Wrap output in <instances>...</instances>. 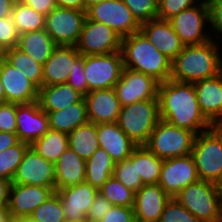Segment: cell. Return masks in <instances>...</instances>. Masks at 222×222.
<instances>
[{
	"mask_svg": "<svg viewBox=\"0 0 222 222\" xmlns=\"http://www.w3.org/2000/svg\"><path fill=\"white\" fill-rule=\"evenodd\" d=\"M157 98L160 119L176 127L188 129L196 135L213 127L200 111L193 83L172 79L161 82Z\"/></svg>",
	"mask_w": 222,
	"mask_h": 222,
	"instance_id": "6da1fadb",
	"label": "cell"
},
{
	"mask_svg": "<svg viewBox=\"0 0 222 222\" xmlns=\"http://www.w3.org/2000/svg\"><path fill=\"white\" fill-rule=\"evenodd\" d=\"M222 43L210 40L200 45H184L181 53L172 61L170 79L195 83L222 72ZM221 50V51H220Z\"/></svg>",
	"mask_w": 222,
	"mask_h": 222,
	"instance_id": "7a4b0ae2",
	"label": "cell"
},
{
	"mask_svg": "<svg viewBox=\"0 0 222 222\" xmlns=\"http://www.w3.org/2000/svg\"><path fill=\"white\" fill-rule=\"evenodd\" d=\"M124 68L153 77L159 83L170 79L172 60L157 50L141 31L122 38Z\"/></svg>",
	"mask_w": 222,
	"mask_h": 222,
	"instance_id": "3957f363",
	"label": "cell"
},
{
	"mask_svg": "<svg viewBox=\"0 0 222 222\" xmlns=\"http://www.w3.org/2000/svg\"><path fill=\"white\" fill-rule=\"evenodd\" d=\"M174 198L200 222H222V188L199 180L184 187Z\"/></svg>",
	"mask_w": 222,
	"mask_h": 222,
	"instance_id": "277c9868",
	"label": "cell"
},
{
	"mask_svg": "<svg viewBox=\"0 0 222 222\" xmlns=\"http://www.w3.org/2000/svg\"><path fill=\"white\" fill-rule=\"evenodd\" d=\"M191 155L200 180L222 185V128L213 126L210 130L195 136Z\"/></svg>",
	"mask_w": 222,
	"mask_h": 222,
	"instance_id": "5b68a950",
	"label": "cell"
},
{
	"mask_svg": "<svg viewBox=\"0 0 222 222\" xmlns=\"http://www.w3.org/2000/svg\"><path fill=\"white\" fill-rule=\"evenodd\" d=\"M159 120L158 100H143L122 106L117 123L137 146H144Z\"/></svg>",
	"mask_w": 222,
	"mask_h": 222,
	"instance_id": "8992f818",
	"label": "cell"
},
{
	"mask_svg": "<svg viewBox=\"0 0 222 222\" xmlns=\"http://www.w3.org/2000/svg\"><path fill=\"white\" fill-rule=\"evenodd\" d=\"M196 134L160 119L144 145L163 160L191 154Z\"/></svg>",
	"mask_w": 222,
	"mask_h": 222,
	"instance_id": "52a82bcc",
	"label": "cell"
},
{
	"mask_svg": "<svg viewBox=\"0 0 222 222\" xmlns=\"http://www.w3.org/2000/svg\"><path fill=\"white\" fill-rule=\"evenodd\" d=\"M184 45L204 44L211 38L210 12L207 0L183 10L168 20ZM208 23V24H207Z\"/></svg>",
	"mask_w": 222,
	"mask_h": 222,
	"instance_id": "ba28073f",
	"label": "cell"
},
{
	"mask_svg": "<svg viewBox=\"0 0 222 222\" xmlns=\"http://www.w3.org/2000/svg\"><path fill=\"white\" fill-rule=\"evenodd\" d=\"M84 69L89 91L114 88L124 69L122 53L84 56Z\"/></svg>",
	"mask_w": 222,
	"mask_h": 222,
	"instance_id": "9c48e42d",
	"label": "cell"
},
{
	"mask_svg": "<svg viewBox=\"0 0 222 222\" xmlns=\"http://www.w3.org/2000/svg\"><path fill=\"white\" fill-rule=\"evenodd\" d=\"M86 19V11L56 7L47 16L45 30L57 45L76 46Z\"/></svg>",
	"mask_w": 222,
	"mask_h": 222,
	"instance_id": "30bf717a",
	"label": "cell"
},
{
	"mask_svg": "<svg viewBox=\"0 0 222 222\" xmlns=\"http://www.w3.org/2000/svg\"><path fill=\"white\" fill-rule=\"evenodd\" d=\"M86 17L112 28L122 38L139 32L141 25L122 0H105L86 10Z\"/></svg>",
	"mask_w": 222,
	"mask_h": 222,
	"instance_id": "8fae6325",
	"label": "cell"
},
{
	"mask_svg": "<svg viewBox=\"0 0 222 222\" xmlns=\"http://www.w3.org/2000/svg\"><path fill=\"white\" fill-rule=\"evenodd\" d=\"M122 37L103 23L86 17L76 48L83 55H100L121 51Z\"/></svg>",
	"mask_w": 222,
	"mask_h": 222,
	"instance_id": "7c38bea8",
	"label": "cell"
},
{
	"mask_svg": "<svg viewBox=\"0 0 222 222\" xmlns=\"http://www.w3.org/2000/svg\"><path fill=\"white\" fill-rule=\"evenodd\" d=\"M191 154L163 160L158 185L170 196H176L184 187L199 181Z\"/></svg>",
	"mask_w": 222,
	"mask_h": 222,
	"instance_id": "4fadbf2b",
	"label": "cell"
},
{
	"mask_svg": "<svg viewBox=\"0 0 222 222\" xmlns=\"http://www.w3.org/2000/svg\"><path fill=\"white\" fill-rule=\"evenodd\" d=\"M158 86L159 82L153 77L124 68L114 90L121 106H125L143 100H158Z\"/></svg>",
	"mask_w": 222,
	"mask_h": 222,
	"instance_id": "5bb4252c",
	"label": "cell"
},
{
	"mask_svg": "<svg viewBox=\"0 0 222 222\" xmlns=\"http://www.w3.org/2000/svg\"><path fill=\"white\" fill-rule=\"evenodd\" d=\"M12 183L55 188V163L39 156L29 147L16 170Z\"/></svg>",
	"mask_w": 222,
	"mask_h": 222,
	"instance_id": "9a60e30c",
	"label": "cell"
},
{
	"mask_svg": "<svg viewBox=\"0 0 222 222\" xmlns=\"http://www.w3.org/2000/svg\"><path fill=\"white\" fill-rule=\"evenodd\" d=\"M54 187L11 184L8 211L12 218L31 216L33 211L55 193Z\"/></svg>",
	"mask_w": 222,
	"mask_h": 222,
	"instance_id": "2e32d148",
	"label": "cell"
},
{
	"mask_svg": "<svg viewBox=\"0 0 222 222\" xmlns=\"http://www.w3.org/2000/svg\"><path fill=\"white\" fill-rule=\"evenodd\" d=\"M60 197L64 219L66 222H76L87 219V213L98 193V189L89 183L64 187L56 191Z\"/></svg>",
	"mask_w": 222,
	"mask_h": 222,
	"instance_id": "e0dca14e",
	"label": "cell"
},
{
	"mask_svg": "<svg viewBox=\"0 0 222 222\" xmlns=\"http://www.w3.org/2000/svg\"><path fill=\"white\" fill-rule=\"evenodd\" d=\"M5 102L29 104L38 101L39 88L5 59L0 64Z\"/></svg>",
	"mask_w": 222,
	"mask_h": 222,
	"instance_id": "ac0fdd59",
	"label": "cell"
},
{
	"mask_svg": "<svg viewBox=\"0 0 222 222\" xmlns=\"http://www.w3.org/2000/svg\"><path fill=\"white\" fill-rule=\"evenodd\" d=\"M16 134L20 141L31 144L50 130L48 116L38 101L16 104Z\"/></svg>",
	"mask_w": 222,
	"mask_h": 222,
	"instance_id": "d6986e66",
	"label": "cell"
},
{
	"mask_svg": "<svg viewBox=\"0 0 222 222\" xmlns=\"http://www.w3.org/2000/svg\"><path fill=\"white\" fill-rule=\"evenodd\" d=\"M201 113L213 125L222 122V72L193 83Z\"/></svg>",
	"mask_w": 222,
	"mask_h": 222,
	"instance_id": "ffe728a7",
	"label": "cell"
},
{
	"mask_svg": "<svg viewBox=\"0 0 222 222\" xmlns=\"http://www.w3.org/2000/svg\"><path fill=\"white\" fill-rule=\"evenodd\" d=\"M170 196L158 185H143L136 193L133 210L137 222H159Z\"/></svg>",
	"mask_w": 222,
	"mask_h": 222,
	"instance_id": "44dd1931",
	"label": "cell"
},
{
	"mask_svg": "<svg viewBox=\"0 0 222 222\" xmlns=\"http://www.w3.org/2000/svg\"><path fill=\"white\" fill-rule=\"evenodd\" d=\"M140 31L159 52L174 60L182 51L184 44L168 20L154 19L141 24Z\"/></svg>",
	"mask_w": 222,
	"mask_h": 222,
	"instance_id": "7402d4cb",
	"label": "cell"
},
{
	"mask_svg": "<svg viewBox=\"0 0 222 222\" xmlns=\"http://www.w3.org/2000/svg\"><path fill=\"white\" fill-rule=\"evenodd\" d=\"M89 122L115 123L118 121L121 104L114 88L92 90L84 96Z\"/></svg>",
	"mask_w": 222,
	"mask_h": 222,
	"instance_id": "603a6c76",
	"label": "cell"
},
{
	"mask_svg": "<svg viewBox=\"0 0 222 222\" xmlns=\"http://www.w3.org/2000/svg\"><path fill=\"white\" fill-rule=\"evenodd\" d=\"M80 56L76 46L58 45L43 65V86L66 83Z\"/></svg>",
	"mask_w": 222,
	"mask_h": 222,
	"instance_id": "cb8c5ba5",
	"label": "cell"
},
{
	"mask_svg": "<svg viewBox=\"0 0 222 222\" xmlns=\"http://www.w3.org/2000/svg\"><path fill=\"white\" fill-rule=\"evenodd\" d=\"M97 135L100 148L105 149L115 163L129 158L137 147L117 122L97 124Z\"/></svg>",
	"mask_w": 222,
	"mask_h": 222,
	"instance_id": "d4e9b609",
	"label": "cell"
},
{
	"mask_svg": "<svg viewBox=\"0 0 222 222\" xmlns=\"http://www.w3.org/2000/svg\"><path fill=\"white\" fill-rule=\"evenodd\" d=\"M86 160L69 147L55 162V191L85 182Z\"/></svg>",
	"mask_w": 222,
	"mask_h": 222,
	"instance_id": "484cf974",
	"label": "cell"
},
{
	"mask_svg": "<svg viewBox=\"0 0 222 222\" xmlns=\"http://www.w3.org/2000/svg\"><path fill=\"white\" fill-rule=\"evenodd\" d=\"M83 98V94L67 83L42 86L38 93V103L46 113L64 109Z\"/></svg>",
	"mask_w": 222,
	"mask_h": 222,
	"instance_id": "4316f807",
	"label": "cell"
},
{
	"mask_svg": "<svg viewBox=\"0 0 222 222\" xmlns=\"http://www.w3.org/2000/svg\"><path fill=\"white\" fill-rule=\"evenodd\" d=\"M58 45L45 29L19 35L17 48L37 63L44 65Z\"/></svg>",
	"mask_w": 222,
	"mask_h": 222,
	"instance_id": "83f0119b",
	"label": "cell"
},
{
	"mask_svg": "<svg viewBox=\"0 0 222 222\" xmlns=\"http://www.w3.org/2000/svg\"><path fill=\"white\" fill-rule=\"evenodd\" d=\"M46 114L50 129L65 133H70L77 127L89 122L84 98L80 102L69 105L64 109L50 111Z\"/></svg>",
	"mask_w": 222,
	"mask_h": 222,
	"instance_id": "f1b7e54d",
	"label": "cell"
},
{
	"mask_svg": "<svg viewBox=\"0 0 222 222\" xmlns=\"http://www.w3.org/2000/svg\"><path fill=\"white\" fill-rule=\"evenodd\" d=\"M115 162L110 154L102 148H98L92 156L86 160L85 182L98 190L112 176Z\"/></svg>",
	"mask_w": 222,
	"mask_h": 222,
	"instance_id": "f546056e",
	"label": "cell"
},
{
	"mask_svg": "<svg viewBox=\"0 0 222 222\" xmlns=\"http://www.w3.org/2000/svg\"><path fill=\"white\" fill-rule=\"evenodd\" d=\"M69 148L81 158L88 160L100 147L97 135V124L87 122L68 133Z\"/></svg>",
	"mask_w": 222,
	"mask_h": 222,
	"instance_id": "4dcf8cb0",
	"label": "cell"
},
{
	"mask_svg": "<svg viewBox=\"0 0 222 222\" xmlns=\"http://www.w3.org/2000/svg\"><path fill=\"white\" fill-rule=\"evenodd\" d=\"M30 147L39 156L55 163L60 155L69 147L68 133L50 129L42 137L33 141Z\"/></svg>",
	"mask_w": 222,
	"mask_h": 222,
	"instance_id": "1f68e13d",
	"label": "cell"
},
{
	"mask_svg": "<svg viewBox=\"0 0 222 222\" xmlns=\"http://www.w3.org/2000/svg\"><path fill=\"white\" fill-rule=\"evenodd\" d=\"M5 60L38 88L43 86V65L34 61L17 47L6 49Z\"/></svg>",
	"mask_w": 222,
	"mask_h": 222,
	"instance_id": "d6a6232c",
	"label": "cell"
},
{
	"mask_svg": "<svg viewBox=\"0 0 222 222\" xmlns=\"http://www.w3.org/2000/svg\"><path fill=\"white\" fill-rule=\"evenodd\" d=\"M19 35L45 29L46 16L16 0L11 14Z\"/></svg>",
	"mask_w": 222,
	"mask_h": 222,
	"instance_id": "836d02e7",
	"label": "cell"
},
{
	"mask_svg": "<svg viewBox=\"0 0 222 222\" xmlns=\"http://www.w3.org/2000/svg\"><path fill=\"white\" fill-rule=\"evenodd\" d=\"M163 159L158 158L145 146L136 147V170L143 184H158L160 179Z\"/></svg>",
	"mask_w": 222,
	"mask_h": 222,
	"instance_id": "e575fe53",
	"label": "cell"
},
{
	"mask_svg": "<svg viewBox=\"0 0 222 222\" xmlns=\"http://www.w3.org/2000/svg\"><path fill=\"white\" fill-rule=\"evenodd\" d=\"M112 176L135 193L144 185L136 170V148L129 158L116 162Z\"/></svg>",
	"mask_w": 222,
	"mask_h": 222,
	"instance_id": "d590c367",
	"label": "cell"
},
{
	"mask_svg": "<svg viewBox=\"0 0 222 222\" xmlns=\"http://www.w3.org/2000/svg\"><path fill=\"white\" fill-rule=\"evenodd\" d=\"M113 206L133 207L135 192L111 176L98 190Z\"/></svg>",
	"mask_w": 222,
	"mask_h": 222,
	"instance_id": "8d00e7d4",
	"label": "cell"
},
{
	"mask_svg": "<svg viewBox=\"0 0 222 222\" xmlns=\"http://www.w3.org/2000/svg\"><path fill=\"white\" fill-rule=\"evenodd\" d=\"M30 144L20 141L18 144L0 152V177L12 181L16 170Z\"/></svg>",
	"mask_w": 222,
	"mask_h": 222,
	"instance_id": "74e56055",
	"label": "cell"
},
{
	"mask_svg": "<svg viewBox=\"0 0 222 222\" xmlns=\"http://www.w3.org/2000/svg\"><path fill=\"white\" fill-rule=\"evenodd\" d=\"M39 222H66L63 206L57 192L40 204L31 214Z\"/></svg>",
	"mask_w": 222,
	"mask_h": 222,
	"instance_id": "f35d334b",
	"label": "cell"
},
{
	"mask_svg": "<svg viewBox=\"0 0 222 222\" xmlns=\"http://www.w3.org/2000/svg\"><path fill=\"white\" fill-rule=\"evenodd\" d=\"M133 17L141 25L158 18V2L156 0H122Z\"/></svg>",
	"mask_w": 222,
	"mask_h": 222,
	"instance_id": "ab89813d",
	"label": "cell"
},
{
	"mask_svg": "<svg viewBox=\"0 0 222 222\" xmlns=\"http://www.w3.org/2000/svg\"><path fill=\"white\" fill-rule=\"evenodd\" d=\"M159 222H200L190 211L174 197L166 203Z\"/></svg>",
	"mask_w": 222,
	"mask_h": 222,
	"instance_id": "60d3db41",
	"label": "cell"
},
{
	"mask_svg": "<svg viewBox=\"0 0 222 222\" xmlns=\"http://www.w3.org/2000/svg\"><path fill=\"white\" fill-rule=\"evenodd\" d=\"M203 0H160L158 2V19L169 20L183 10L200 4Z\"/></svg>",
	"mask_w": 222,
	"mask_h": 222,
	"instance_id": "b9f144b4",
	"label": "cell"
},
{
	"mask_svg": "<svg viewBox=\"0 0 222 222\" xmlns=\"http://www.w3.org/2000/svg\"><path fill=\"white\" fill-rule=\"evenodd\" d=\"M73 66L74 68L71 70L66 83L85 96L90 91L88 90L86 76H85L84 56L81 55L74 62Z\"/></svg>",
	"mask_w": 222,
	"mask_h": 222,
	"instance_id": "7bdbcfd3",
	"label": "cell"
},
{
	"mask_svg": "<svg viewBox=\"0 0 222 222\" xmlns=\"http://www.w3.org/2000/svg\"><path fill=\"white\" fill-rule=\"evenodd\" d=\"M19 34L11 17L0 19V45L6 50L17 47Z\"/></svg>",
	"mask_w": 222,
	"mask_h": 222,
	"instance_id": "ee69618b",
	"label": "cell"
},
{
	"mask_svg": "<svg viewBox=\"0 0 222 222\" xmlns=\"http://www.w3.org/2000/svg\"><path fill=\"white\" fill-rule=\"evenodd\" d=\"M210 12V30L211 38L213 40L218 39V42H222V0H207ZM215 31V32H214ZM217 37V38H216ZM215 38V39H214Z\"/></svg>",
	"mask_w": 222,
	"mask_h": 222,
	"instance_id": "f6af8a7d",
	"label": "cell"
},
{
	"mask_svg": "<svg viewBox=\"0 0 222 222\" xmlns=\"http://www.w3.org/2000/svg\"><path fill=\"white\" fill-rule=\"evenodd\" d=\"M16 104L0 103V132L16 133Z\"/></svg>",
	"mask_w": 222,
	"mask_h": 222,
	"instance_id": "bcb514c9",
	"label": "cell"
},
{
	"mask_svg": "<svg viewBox=\"0 0 222 222\" xmlns=\"http://www.w3.org/2000/svg\"><path fill=\"white\" fill-rule=\"evenodd\" d=\"M101 220L102 222H137L133 207L113 205Z\"/></svg>",
	"mask_w": 222,
	"mask_h": 222,
	"instance_id": "7dc6e473",
	"label": "cell"
},
{
	"mask_svg": "<svg viewBox=\"0 0 222 222\" xmlns=\"http://www.w3.org/2000/svg\"><path fill=\"white\" fill-rule=\"evenodd\" d=\"M111 207L112 204L98 192L93 200L89 212L87 213V219H102Z\"/></svg>",
	"mask_w": 222,
	"mask_h": 222,
	"instance_id": "c3c4849f",
	"label": "cell"
},
{
	"mask_svg": "<svg viewBox=\"0 0 222 222\" xmlns=\"http://www.w3.org/2000/svg\"><path fill=\"white\" fill-rule=\"evenodd\" d=\"M23 4L30 6L35 11L47 16L57 7L55 0H19Z\"/></svg>",
	"mask_w": 222,
	"mask_h": 222,
	"instance_id": "681fc988",
	"label": "cell"
},
{
	"mask_svg": "<svg viewBox=\"0 0 222 222\" xmlns=\"http://www.w3.org/2000/svg\"><path fill=\"white\" fill-rule=\"evenodd\" d=\"M20 142L16 133L0 132V152Z\"/></svg>",
	"mask_w": 222,
	"mask_h": 222,
	"instance_id": "f907efd6",
	"label": "cell"
},
{
	"mask_svg": "<svg viewBox=\"0 0 222 222\" xmlns=\"http://www.w3.org/2000/svg\"><path fill=\"white\" fill-rule=\"evenodd\" d=\"M12 181L0 177V207L8 206Z\"/></svg>",
	"mask_w": 222,
	"mask_h": 222,
	"instance_id": "816d5d0a",
	"label": "cell"
},
{
	"mask_svg": "<svg viewBox=\"0 0 222 222\" xmlns=\"http://www.w3.org/2000/svg\"><path fill=\"white\" fill-rule=\"evenodd\" d=\"M57 7L85 11V0H55Z\"/></svg>",
	"mask_w": 222,
	"mask_h": 222,
	"instance_id": "f5cc1de1",
	"label": "cell"
},
{
	"mask_svg": "<svg viewBox=\"0 0 222 222\" xmlns=\"http://www.w3.org/2000/svg\"><path fill=\"white\" fill-rule=\"evenodd\" d=\"M16 0H0V19L11 17Z\"/></svg>",
	"mask_w": 222,
	"mask_h": 222,
	"instance_id": "db71d44e",
	"label": "cell"
},
{
	"mask_svg": "<svg viewBox=\"0 0 222 222\" xmlns=\"http://www.w3.org/2000/svg\"><path fill=\"white\" fill-rule=\"evenodd\" d=\"M9 218L8 206L0 207V222H7Z\"/></svg>",
	"mask_w": 222,
	"mask_h": 222,
	"instance_id": "11a10c76",
	"label": "cell"
},
{
	"mask_svg": "<svg viewBox=\"0 0 222 222\" xmlns=\"http://www.w3.org/2000/svg\"><path fill=\"white\" fill-rule=\"evenodd\" d=\"M103 1H105V0H85V11L89 7H91V6L95 5V4L101 3Z\"/></svg>",
	"mask_w": 222,
	"mask_h": 222,
	"instance_id": "9f6ffc18",
	"label": "cell"
},
{
	"mask_svg": "<svg viewBox=\"0 0 222 222\" xmlns=\"http://www.w3.org/2000/svg\"><path fill=\"white\" fill-rule=\"evenodd\" d=\"M5 102L4 86L1 80V68H0V103Z\"/></svg>",
	"mask_w": 222,
	"mask_h": 222,
	"instance_id": "6f0895ef",
	"label": "cell"
},
{
	"mask_svg": "<svg viewBox=\"0 0 222 222\" xmlns=\"http://www.w3.org/2000/svg\"><path fill=\"white\" fill-rule=\"evenodd\" d=\"M22 222H39V221H36L33 217L31 216H26V217H22V218H19Z\"/></svg>",
	"mask_w": 222,
	"mask_h": 222,
	"instance_id": "680465c9",
	"label": "cell"
},
{
	"mask_svg": "<svg viewBox=\"0 0 222 222\" xmlns=\"http://www.w3.org/2000/svg\"><path fill=\"white\" fill-rule=\"evenodd\" d=\"M5 49L0 45V64L5 59Z\"/></svg>",
	"mask_w": 222,
	"mask_h": 222,
	"instance_id": "91938a15",
	"label": "cell"
},
{
	"mask_svg": "<svg viewBox=\"0 0 222 222\" xmlns=\"http://www.w3.org/2000/svg\"><path fill=\"white\" fill-rule=\"evenodd\" d=\"M7 222H22L19 218H12L10 217Z\"/></svg>",
	"mask_w": 222,
	"mask_h": 222,
	"instance_id": "94428289",
	"label": "cell"
},
{
	"mask_svg": "<svg viewBox=\"0 0 222 222\" xmlns=\"http://www.w3.org/2000/svg\"><path fill=\"white\" fill-rule=\"evenodd\" d=\"M88 222H102V220L101 219H97V220L88 219Z\"/></svg>",
	"mask_w": 222,
	"mask_h": 222,
	"instance_id": "6125c7cd",
	"label": "cell"
},
{
	"mask_svg": "<svg viewBox=\"0 0 222 222\" xmlns=\"http://www.w3.org/2000/svg\"><path fill=\"white\" fill-rule=\"evenodd\" d=\"M76 222H88V219L81 220V221H76Z\"/></svg>",
	"mask_w": 222,
	"mask_h": 222,
	"instance_id": "be15d7a7",
	"label": "cell"
},
{
	"mask_svg": "<svg viewBox=\"0 0 222 222\" xmlns=\"http://www.w3.org/2000/svg\"><path fill=\"white\" fill-rule=\"evenodd\" d=\"M218 127L222 128V122L218 125Z\"/></svg>",
	"mask_w": 222,
	"mask_h": 222,
	"instance_id": "e7e4bbea",
	"label": "cell"
}]
</instances>
